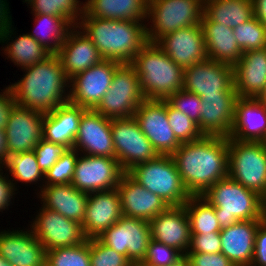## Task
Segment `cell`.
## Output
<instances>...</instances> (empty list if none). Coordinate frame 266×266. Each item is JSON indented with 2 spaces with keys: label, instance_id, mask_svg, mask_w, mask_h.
Wrapping results in <instances>:
<instances>
[{
  "label": "cell",
  "instance_id": "1",
  "mask_svg": "<svg viewBox=\"0 0 266 266\" xmlns=\"http://www.w3.org/2000/svg\"><path fill=\"white\" fill-rule=\"evenodd\" d=\"M171 157L188 193L203 196L228 176V137L204 135L197 141L184 142Z\"/></svg>",
  "mask_w": 266,
  "mask_h": 266
},
{
  "label": "cell",
  "instance_id": "2",
  "mask_svg": "<svg viewBox=\"0 0 266 266\" xmlns=\"http://www.w3.org/2000/svg\"><path fill=\"white\" fill-rule=\"evenodd\" d=\"M24 71L26 74L19 82L9 85L16 104L48 113L69 102L64 89L69 79L56 54L24 68Z\"/></svg>",
  "mask_w": 266,
  "mask_h": 266
},
{
  "label": "cell",
  "instance_id": "3",
  "mask_svg": "<svg viewBox=\"0 0 266 266\" xmlns=\"http://www.w3.org/2000/svg\"><path fill=\"white\" fill-rule=\"evenodd\" d=\"M83 20V21H82ZM143 21L100 19L85 10L76 26L97 47L103 60L131 64L135 56L148 43ZM82 24V25H81ZM143 25V26H142ZM85 30V31H84Z\"/></svg>",
  "mask_w": 266,
  "mask_h": 266
},
{
  "label": "cell",
  "instance_id": "4",
  "mask_svg": "<svg viewBox=\"0 0 266 266\" xmlns=\"http://www.w3.org/2000/svg\"><path fill=\"white\" fill-rule=\"evenodd\" d=\"M131 65L139 77L146 99L166 100L183 89V68L177 65L155 43H147Z\"/></svg>",
  "mask_w": 266,
  "mask_h": 266
},
{
  "label": "cell",
  "instance_id": "5",
  "mask_svg": "<svg viewBox=\"0 0 266 266\" xmlns=\"http://www.w3.org/2000/svg\"><path fill=\"white\" fill-rule=\"evenodd\" d=\"M203 197L214 206L221 229L238 221L266 219L262 196L245 188L230 176L220 179Z\"/></svg>",
  "mask_w": 266,
  "mask_h": 266
},
{
  "label": "cell",
  "instance_id": "6",
  "mask_svg": "<svg viewBox=\"0 0 266 266\" xmlns=\"http://www.w3.org/2000/svg\"><path fill=\"white\" fill-rule=\"evenodd\" d=\"M127 173L169 206L184 205L191 196L182 183L171 155H159L151 161L135 165Z\"/></svg>",
  "mask_w": 266,
  "mask_h": 266
},
{
  "label": "cell",
  "instance_id": "7",
  "mask_svg": "<svg viewBox=\"0 0 266 266\" xmlns=\"http://www.w3.org/2000/svg\"><path fill=\"white\" fill-rule=\"evenodd\" d=\"M228 176L263 197L266 193V143L228 137Z\"/></svg>",
  "mask_w": 266,
  "mask_h": 266
},
{
  "label": "cell",
  "instance_id": "8",
  "mask_svg": "<svg viewBox=\"0 0 266 266\" xmlns=\"http://www.w3.org/2000/svg\"><path fill=\"white\" fill-rule=\"evenodd\" d=\"M202 15L203 0H154L147 8L148 19L151 17L153 23L146 28L147 40L156 43L175 30L198 25Z\"/></svg>",
  "mask_w": 266,
  "mask_h": 266
},
{
  "label": "cell",
  "instance_id": "9",
  "mask_svg": "<svg viewBox=\"0 0 266 266\" xmlns=\"http://www.w3.org/2000/svg\"><path fill=\"white\" fill-rule=\"evenodd\" d=\"M145 99L135 68L131 64H121L95 110L109 119L131 117Z\"/></svg>",
  "mask_w": 266,
  "mask_h": 266
},
{
  "label": "cell",
  "instance_id": "10",
  "mask_svg": "<svg viewBox=\"0 0 266 266\" xmlns=\"http://www.w3.org/2000/svg\"><path fill=\"white\" fill-rule=\"evenodd\" d=\"M111 134L115 158L124 172L159 156L134 116L111 119Z\"/></svg>",
  "mask_w": 266,
  "mask_h": 266
},
{
  "label": "cell",
  "instance_id": "11",
  "mask_svg": "<svg viewBox=\"0 0 266 266\" xmlns=\"http://www.w3.org/2000/svg\"><path fill=\"white\" fill-rule=\"evenodd\" d=\"M98 239L111 249L125 255L135 266L145 258L151 239L149 222L122 215Z\"/></svg>",
  "mask_w": 266,
  "mask_h": 266
},
{
  "label": "cell",
  "instance_id": "12",
  "mask_svg": "<svg viewBox=\"0 0 266 266\" xmlns=\"http://www.w3.org/2000/svg\"><path fill=\"white\" fill-rule=\"evenodd\" d=\"M134 118L159 155H172L182 144L168 122L166 100L145 99Z\"/></svg>",
  "mask_w": 266,
  "mask_h": 266
},
{
  "label": "cell",
  "instance_id": "13",
  "mask_svg": "<svg viewBox=\"0 0 266 266\" xmlns=\"http://www.w3.org/2000/svg\"><path fill=\"white\" fill-rule=\"evenodd\" d=\"M121 64L102 60L99 64L69 79V102L85 109H95L111 86L115 70Z\"/></svg>",
  "mask_w": 266,
  "mask_h": 266
},
{
  "label": "cell",
  "instance_id": "14",
  "mask_svg": "<svg viewBox=\"0 0 266 266\" xmlns=\"http://www.w3.org/2000/svg\"><path fill=\"white\" fill-rule=\"evenodd\" d=\"M125 172L116 158L84 155L78 157L71 184L90 194L117 188Z\"/></svg>",
  "mask_w": 266,
  "mask_h": 266
},
{
  "label": "cell",
  "instance_id": "15",
  "mask_svg": "<svg viewBox=\"0 0 266 266\" xmlns=\"http://www.w3.org/2000/svg\"><path fill=\"white\" fill-rule=\"evenodd\" d=\"M40 210L33 221L31 231L46 251L79 245L87 239L79 222L45 207Z\"/></svg>",
  "mask_w": 266,
  "mask_h": 266
},
{
  "label": "cell",
  "instance_id": "16",
  "mask_svg": "<svg viewBox=\"0 0 266 266\" xmlns=\"http://www.w3.org/2000/svg\"><path fill=\"white\" fill-rule=\"evenodd\" d=\"M183 89L199 97L235 90L233 67L210 59L188 66L183 70Z\"/></svg>",
  "mask_w": 266,
  "mask_h": 266
},
{
  "label": "cell",
  "instance_id": "17",
  "mask_svg": "<svg viewBox=\"0 0 266 266\" xmlns=\"http://www.w3.org/2000/svg\"><path fill=\"white\" fill-rule=\"evenodd\" d=\"M43 112L15 104L5 127L9 154L33 151L43 138Z\"/></svg>",
  "mask_w": 266,
  "mask_h": 266
},
{
  "label": "cell",
  "instance_id": "18",
  "mask_svg": "<svg viewBox=\"0 0 266 266\" xmlns=\"http://www.w3.org/2000/svg\"><path fill=\"white\" fill-rule=\"evenodd\" d=\"M73 148L84 155L115 158L111 119L95 109H85L79 122Z\"/></svg>",
  "mask_w": 266,
  "mask_h": 266
},
{
  "label": "cell",
  "instance_id": "19",
  "mask_svg": "<svg viewBox=\"0 0 266 266\" xmlns=\"http://www.w3.org/2000/svg\"><path fill=\"white\" fill-rule=\"evenodd\" d=\"M155 44L183 69L207 59L200 24L175 30L161 37Z\"/></svg>",
  "mask_w": 266,
  "mask_h": 266
},
{
  "label": "cell",
  "instance_id": "20",
  "mask_svg": "<svg viewBox=\"0 0 266 266\" xmlns=\"http://www.w3.org/2000/svg\"><path fill=\"white\" fill-rule=\"evenodd\" d=\"M120 196L122 215L150 221L169 205L157 194H154L135 181L125 172L117 186Z\"/></svg>",
  "mask_w": 266,
  "mask_h": 266
},
{
  "label": "cell",
  "instance_id": "21",
  "mask_svg": "<svg viewBox=\"0 0 266 266\" xmlns=\"http://www.w3.org/2000/svg\"><path fill=\"white\" fill-rule=\"evenodd\" d=\"M151 238L173 247L184 256L191 239L190 223L184 205L169 206L149 221Z\"/></svg>",
  "mask_w": 266,
  "mask_h": 266
},
{
  "label": "cell",
  "instance_id": "22",
  "mask_svg": "<svg viewBox=\"0 0 266 266\" xmlns=\"http://www.w3.org/2000/svg\"><path fill=\"white\" fill-rule=\"evenodd\" d=\"M121 216L120 196L116 188L88 194L87 209L81 224L85 237L98 238Z\"/></svg>",
  "mask_w": 266,
  "mask_h": 266
},
{
  "label": "cell",
  "instance_id": "23",
  "mask_svg": "<svg viewBox=\"0 0 266 266\" xmlns=\"http://www.w3.org/2000/svg\"><path fill=\"white\" fill-rule=\"evenodd\" d=\"M202 110L199 130L206 136L229 137L234 120L236 90H226L222 95L201 96Z\"/></svg>",
  "mask_w": 266,
  "mask_h": 266
},
{
  "label": "cell",
  "instance_id": "24",
  "mask_svg": "<svg viewBox=\"0 0 266 266\" xmlns=\"http://www.w3.org/2000/svg\"><path fill=\"white\" fill-rule=\"evenodd\" d=\"M0 255L13 266H45L46 262V250L31 230L1 232Z\"/></svg>",
  "mask_w": 266,
  "mask_h": 266
},
{
  "label": "cell",
  "instance_id": "25",
  "mask_svg": "<svg viewBox=\"0 0 266 266\" xmlns=\"http://www.w3.org/2000/svg\"><path fill=\"white\" fill-rule=\"evenodd\" d=\"M229 138L266 143V106L256 98L238 97Z\"/></svg>",
  "mask_w": 266,
  "mask_h": 266
},
{
  "label": "cell",
  "instance_id": "26",
  "mask_svg": "<svg viewBox=\"0 0 266 266\" xmlns=\"http://www.w3.org/2000/svg\"><path fill=\"white\" fill-rule=\"evenodd\" d=\"M56 55L68 79L103 60L94 43L82 31L73 29L68 32Z\"/></svg>",
  "mask_w": 266,
  "mask_h": 266
},
{
  "label": "cell",
  "instance_id": "27",
  "mask_svg": "<svg viewBox=\"0 0 266 266\" xmlns=\"http://www.w3.org/2000/svg\"><path fill=\"white\" fill-rule=\"evenodd\" d=\"M263 221H238L230 227L221 229V253L235 266H250L252 264L255 234Z\"/></svg>",
  "mask_w": 266,
  "mask_h": 266
},
{
  "label": "cell",
  "instance_id": "28",
  "mask_svg": "<svg viewBox=\"0 0 266 266\" xmlns=\"http://www.w3.org/2000/svg\"><path fill=\"white\" fill-rule=\"evenodd\" d=\"M238 97L256 98L266 85V48L246 51L233 66Z\"/></svg>",
  "mask_w": 266,
  "mask_h": 266
},
{
  "label": "cell",
  "instance_id": "29",
  "mask_svg": "<svg viewBox=\"0 0 266 266\" xmlns=\"http://www.w3.org/2000/svg\"><path fill=\"white\" fill-rule=\"evenodd\" d=\"M200 26L204 35L207 59L233 67L243 54L234 36L233 28L213 22L204 14Z\"/></svg>",
  "mask_w": 266,
  "mask_h": 266
},
{
  "label": "cell",
  "instance_id": "30",
  "mask_svg": "<svg viewBox=\"0 0 266 266\" xmlns=\"http://www.w3.org/2000/svg\"><path fill=\"white\" fill-rule=\"evenodd\" d=\"M85 108L70 102L44 114L43 139L73 148L79 122Z\"/></svg>",
  "mask_w": 266,
  "mask_h": 266
},
{
  "label": "cell",
  "instance_id": "31",
  "mask_svg": "<svg viewBox=\"0 0 266 266\" xmlns=\"http://www.w3.org/2000/svg\"><path fill=\"white\" fill-rule=\"evenodd\" d=\"M43 207L82 224L88 203V194L79 191L71 183L47 185L39 196Z\"/></svg>",
  "mask_w": 266,
  "mask_h": 266
},
{
  "label": "cell",
  "instance_id": "32",
  "mask_svg": "<svg viewBox=\"0 0 266 266\" xmlns=\"http://www.w3.org/2000/svg\"><path fill=\"white\" fill-rule=\"evenodd\" d=\"M148 4L145 0H88L84 10L100 19L144 21Z\"/></svg>",
  "mask_w": 266,
  "mask_h": 266
},
{
  "label": "cell",
  "instance_id": "33",
  "mask_svg": "<svg viewBox=\"0 0 266 266\" xmlns=\"http://www.w3.org/2000/svg\"><path fill=\"white\" fill-rule=\"evenodd\" d=\"M203 14L211 21L235 28L251 18V0H203Z\"/></svg>",
  "mask_w": 266,
  "mask_h": 266
},
{
  "label": "cell",
  "instance_id": "34",
  "mask_svg": "<svg viewBox=\"0 0 266 266\" xmlns=\"http://www.w3.org/2000/svg\"><path fill=\"white\" fill-rule=\"evenodd\" d=\"M34 16L36 20L35 22L40 26L37 31L35 30L29 35L41 44L49 53L56 54L62 43L65 41L66 36L70 31L69 29H74V25L64 17L44 14H34ZM42 29L43 31H41Z\"/></svg>",
  "mask_w": 266,
  "mask_h": 266
},
{
  "label": "cell",
  "instance_id": "35",
  "mask_svg": "<svg viewBox=\"0 0 266 266\" xmlns=\"http://www.w3.org/2000/svg\"><path fill=\"white\" fill-rule=\"evenodd\" d=\"M190 223L191 234L220 232L214 206L203 196H190L184 204Z\"/></svg>",
  "mask_w": 266,
  "mask_h": 266
},
{
  "label": "cell",
  "instance_id": "36",
  "mask_svg": "<svg viewBox=\"0 0 266 266\" xmlns=\"http://www.w3.org/2000/svg\"><path fill=\"white\" fill-rule=\"evenodd\" d=\"M10 43L5 47V53L15 65L22 66L23 69L42 62L51 55L29 34H23Z\"/></svg>",
  "mask_w": 266,
  "mask_h": 266
},
{
  "label": "cell",
  "instance_id": "37",
  "mask_svg": "<svg viewBox=\"0 0 266 266\" xmlns=\"http://www.w3.org/2000/svg\"><path fill=\"white\" fill-rule=\"evenodd\" d=\"M2 165L6 166L11 175L22 183L37 182L42 177L44 178L34 151L8 154Z\"/></svg>",
  "mask_w": 266,
  "mask_h": 266
},
{
  "label": "cell",
  "instance_id": "38",
  "mask_svg": "<svg viewBox=\"0 0 266 266\" xmlns=\"http://www.w3.org/2000/svg\"><path fill=\"white\" fill-rule=\"evenodd\" d=\"M45 266H90V239L79 245L46 251Z\"/></svg>",
  "mask_w": 266,
  "mask_h": 266
},
{
  "label": "cell",
  "instance_id": "39",
  "mask_svg": "<svg viewBox=\"0 0 266 266\" xmlns=\"http://www.w3.org/2000/svg\"><path fill=\"white\" fill-rule=\"evenodd\" d=\"M79 2L78 0H32L30 6L35 14L64 17L75 28L78 24L77 20H80L84 13V4L81 7ZM78 16H80L79 19Z\"/></svg>",
  "mask_w": 266,
  "mask_h": 266
},
{
  "label": "cell",
  "instance_id": "40",
  "mask_svg": "<svg viewBox=\"0 0 266 266\" xmlns=\"http://www.w3.org/2000/svg\"><path fill=\"white\" fill-rule=\"evenodd\" d=\"M242 52L266 48V28L255 18L233 28Z\"/></svg>",
  "mask_w": 266,
  "mask_h": 266
},
{
  "label": "cell",
  "instance_id": "41",
  "mask_svg": "<svg viewBox=\"0 0 266 266\" xmlns=\"http://www.w3.org/2000/svg\"><path fill=\"white\" fill-rule=\"evenodd\" d=\"M167 116L171 129L181 143L197 141L204 136L196 122L173 108L168 102Z\"/></svg>",
  "mask_w": 266,
  "mask_h": 266
},
{
  "label": "cell",
  "instance_id": "42",
  "mask_svg": "<svg viewBox=\"0 0 266 266\" xmlns=\"http://www.w3.org/2000/svg\"><path fill=\"white\" fill-rule=\"evenodd\" d=\"M78 152L79 151L76 149L71 148L65 154H63L58 161L44 174V177L48 181L46 180V185L43 186L71 183L79 155Z\"/></svg>",
  "mask_w": 266,
  "mask_h": 266
},
{
  "label": "cell",
  "instance_id": "43",
  "mask_svg": "<svg viewBox=\"0 0 266 266\" xmlns=\"http://www.w3.org/2000/svg\"><path fill=\"white\" fill-rule=\"evenodd\" d=\"M184 257L185 256L177 249L151 238L145 258L139 264L149 266H172L181 261Z\"/></svg>",
  "mask_w": 266,
  "mask_h": 266
},
{
  "label": "cell",
  "instance_id": "44",
  "mask_svg": "<svg viewBox=\"0 0 266 266\" xmlns=\"http://www.w3.org/2000/svg\"><path fill=\"white\" fill-rule=\"evenodd\" d=\"M90 266H134L125 256L103 244L98 238H90Z\"/></svg>",
  "mask_w": 266,
  "mask_h": 266
},
{
  "label": "cell",
  "instance_id": "45",
  "mask_svg": "<svg viewBox=\"0 0 266 266\" xmlns=\"http://www.w3.org/2000/svg\"><path fill=\"white\" fill-rule=\"evenodd\" d=\"M166 101L176 110L181 111L197 124L200 122L202 110L201 98L184 89L178 90L170 95Z\"/></svg>",
  "mask_w": 266,
  "mask_h": 266
},
{
  "label": "cell",
  "instance_id": "46",
  "mask_svg": "<svg viewBox=\"0 0 266 266\" xmlns=\"http://www.w3.org/2000/svg\"><path fill=\"white\" fill-rule=\"evenodd\" d=\"M68 150L69 148L63 144H56L42 138L33 151L40 169L45 174Z\"/></svg>",
  "mask_w": 266,
  "mask_h": 266
},
{
  "label": "cell",
  "instance_id": "47",
  "mask_svg": "<svg viewBox=\"0 0 266 266\" xmlns=\"http://www.w3.org/2000/svg\"><path fill=\"white\" fill-rule=\"evenodd\" d=\"M187 253H221L220 232L191 234Z\"/></svg>",
  "mask_w": 266,
  "mask_h": 266
},
{
  "label": "cell",
  "instance_id": "48",
  "mask_svg": "<svg viewBox=\"0 0 266 266\" xmlns=\"http://www.w3.org/2000/svg\"><path fill=\"white\" fill-rule=\"evenodd\" d=\"M189 266H235L222 253H186Z\"/></svg>",
  "mask_w": 266,
  "mask_h": 266
},
{
  "label": "cell",
  "instance_id": "49",
  "mask_svg": "<svg viewBox=\"0 0 266 266\" xmlns=\"http://www.w3.org/2000/svg\"><path fill=\"white\" fill-rule=\"evenodd\" d=\"M266 266V219L258 226L255 234V247L250 266Z\"/></svg>",
  "mask_w": 266,
  "mask_h": 266
},
{
  "label": "cell",
  "instance_id": "50",
  "mask_svg": "<svg viewBox=\"0 0 266 266\" xmlns=\"http://www.w3.org/2000/svg\"><path fill=\"white\" fill-rule=\"evenodd\" d=\"M6 0H0V43H5L6 40H10L13 34L11 30L12 18L9 15V7Z\"/></svg>",
  "mask_w": 266,
  "mask_h": 266
},
{
  "label": "cell",
  "instance_id": "51",
  "mask_svg": "<svg viewBox=\"0 0 266 266\" xmlns=\"http://www.w3.org/2000/svg\"><path fill=\"white\" fill-rule=\"evenodd\" d=\"M15 104L16 102L8 86L3 94L0 93V129H5L7 126L9 114Z\"/></svg>",
  "mask_w": 266,
  "mask_h": 266
},
{
  "label": "cell",
  "instance_id": "52",
  "mask_svg": "<svg viewBox=\"0 0 266 266\" xmlns=\"http://www.w3.org/2000/svg\"><path fill=\"white\" fill-rule=\"evenodd\" d=\"M0 167V171H1ZM15 183L11 182V180L6 179V177L1 174L0 172V210L6 209L11 201L12 196L14 195L15 190ZM14 190V191H13ZM11 197V198H10Z\"/></svg>",
  "mask_w": 266,
  "mask_h": 266
},
{
  "label": "cell",
  "instance_id": "53",
  "mask_svg": "<svg viewBox=\"0 0 266 266\" xmlns=\"http://www.w3.org/2000/svg\"><path fill=\"white\" fill-rule=\"evenodd\" d=\"M254 17L266 28V0H251Z\"/></svg>",
  "mask_w": 266,
  "mask_h": 266
},
{
  "label": "cell",
  "instance_id": "54",
  "mask_svg": "<svg viewBox=\"0 0 266 266\" xmlns=\"http://www.w3.org/2000/svg\"><path fill=\"white\" fill-rule=\"evenodd\" d=\"M8 154L5 129H0V167L3 168L1 164L6 161Z\"/></svg>",
  "mask_w": 266,
  "mask_h": 266
},
{
  "label": "cell",
  "instance_id": "55",
  "mask_svg": "<svg viewBox=\"0 0 266 266\" xmlns=\"http://www.w3.org/2000/svg\"><path fill=\"white\" fill-rule=\"evenodd\" d=\"M256 99L266 106V85L263 88V90L259 93V95L256 97Z\"/></svg>",
  "mask_w": 266,
  "mask_h": 266
},
{
  "label": "cell",
  "instance_id": "56",
  "mask_svg": "<svg viewBox=\"0 0 266 266\" xmlns=\"http://www.w3.org/2000/svg\"><path fill=\"white\" fill-rule=\"evenodd\" d=\"M135 266H149V265H144V264H136ZM172 266H189L188 261L186 260V258L184 257L181 261H179L178 263H176L175 265Z\"/></svg>",
  "mask_w": 266,
  "mask_h": 266
},
{
  "label": "cell",
  "instance_id": "57",
  "mask_svg": "<svg viewBox=\"0 0 266 266\" xmlns=\"http://www.w3.org/2000/svg\"><path fill=\"white\" fill-rule=\"evenodd\" d=\"M0 266H13L2 255H0Z\"/></svg>",
  "mask_w": 266,
  "mask_h": 266
},
{
  "label": "cell",
  "instance_id": "58",
  "mask_svg": "<svg viewBox=\"0 0 266 266\" xmlns=\"http://www.w3.org/2000/svg\"><path fill=\"white\" fill-rule=\"evenodd\" d=\"M262 201H263L264 211H265V213H266V193H265L264 196L262 197Z\"/></svg>",
  "mask_w": 266,
  "mask_h": 266
},
{
  "label": "cell",
  "instance_id": "59",
  "mask_svg": "<svg viewBox=\"0 0 266 266\" xmlns=\"http://www.w3.org/2000/svg\"><path fill=\"white\" fill-rule=\"evenodd\" d=\"M147 4L153 2L154 0H145Z\"/></svg>",
  "mask_w": 266,
  "mask_h": 266
},
{
  "label": "cell",
  "instance_id": "60",
  "mask_svg": "<svg viewBox=\"0 0 266 266\" xmlns=\"http://www.w3.org/2000/svg\"><path fill=\"white\" fill-rule=\"evenodd\" d=\"M31 1H32V0H25L24 2H28V4H30Z\"/></svg>",
  "mask_w": 266,
  "mask_h": 266
}]
</instances>
